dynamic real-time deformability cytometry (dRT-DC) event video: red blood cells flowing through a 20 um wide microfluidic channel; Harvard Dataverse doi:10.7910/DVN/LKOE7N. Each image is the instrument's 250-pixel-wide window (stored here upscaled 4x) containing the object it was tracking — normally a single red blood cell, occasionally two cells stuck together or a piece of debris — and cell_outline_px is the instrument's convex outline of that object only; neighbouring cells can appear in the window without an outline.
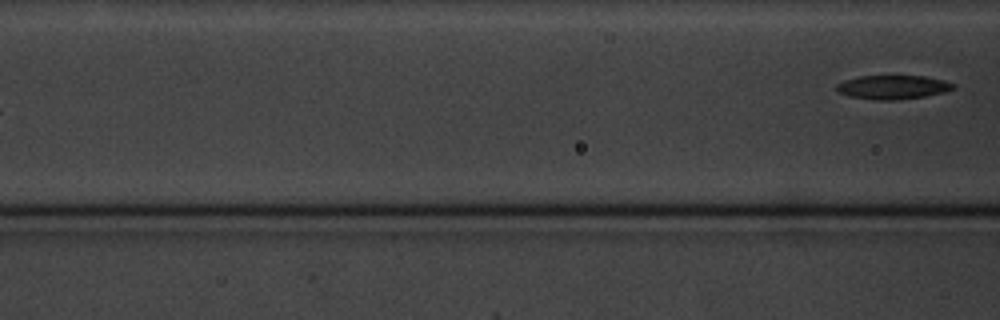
{"species": "common noctule bat (a hibernating species)", "species_latin": "Nyctalus noctula", "temperature_condition": "cold", "stored_images_in_passage": 4, "segment_of_instrument_passage": [2, 2], "camera_frame_rate_fps": 3000, "um_per_image_px": 0.085, "animal": {"sex": "male", "body_mass_g": 20.1, "forearm_length_mm": 53.5}, "frame": {"image": 1, "passage_image": 4, "time_ms": 3.333, "image_size_px": [1000, 320], "cell_outline_px": [[956, 88], [948, 92], [924, 96], [896, 100], [876, 100], [848, 96], [840, 92], [836, 88], [836, 84], [844, 80], [860, 76], [924, 76], [944, 80], [956, 84]], "centroid_in_image_um": [75.94, 7.41], "position_along_channel_um": 90.7, "area_um2": 16.36}}